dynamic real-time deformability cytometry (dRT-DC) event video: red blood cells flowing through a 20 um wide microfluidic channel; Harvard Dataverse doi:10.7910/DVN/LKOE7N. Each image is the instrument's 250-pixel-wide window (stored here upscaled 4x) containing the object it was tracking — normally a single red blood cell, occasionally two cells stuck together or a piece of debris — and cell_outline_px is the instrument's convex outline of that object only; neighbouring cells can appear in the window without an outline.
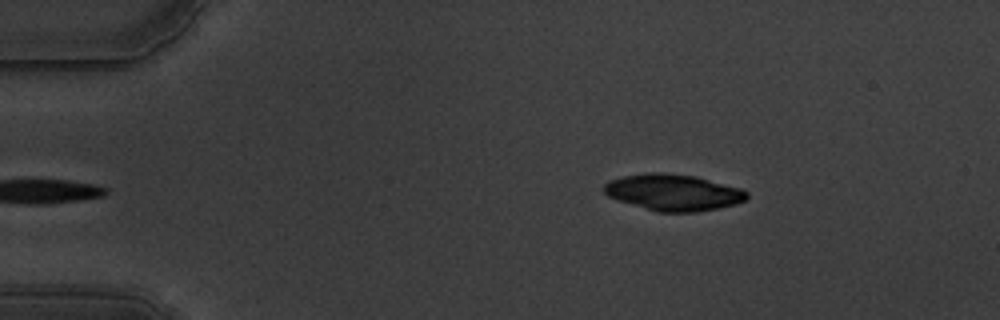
{"species": "common noctule bat (a hibernating species)", "species_latin": "Nyctalus noctula", "temperature_condition": "warm", "stored_images_in_passage": 49, "camera_frame_rate_fps": 3000, "um_per_image_px": 0.085, "animal": {"sex": "male", "body_mass_g": 19.5, "forearm_length_mm": 54.6}, "frame": {"image": 1, "passage_image": 1, "time_ms": 0.0, "image_size_px": [1000, 320], "cell_outline_px": [[748, 196], [744, 200], [732, 204], [716, 208], [696, 212], [656, 212], [616, 200], [608, 196], [604, 192], [604, 184], [608, 180], [624, 176], [648, 172], [660, 172], [696, 176], [740, 188], [748, 192]], "centroid_in_image_um": [57.17, 16.35], "position_along_channel_um": 27.8, "area_um2": 30.23}}